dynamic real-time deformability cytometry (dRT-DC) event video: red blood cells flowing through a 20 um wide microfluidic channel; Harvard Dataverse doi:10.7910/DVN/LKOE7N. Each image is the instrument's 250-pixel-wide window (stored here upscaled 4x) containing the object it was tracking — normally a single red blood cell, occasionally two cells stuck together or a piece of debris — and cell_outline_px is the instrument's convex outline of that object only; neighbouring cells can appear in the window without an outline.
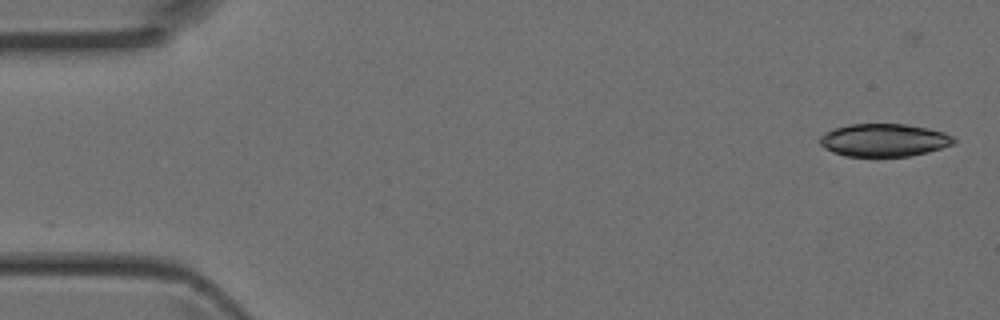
{"species": "Egyptian fruit bat (a non-hibernating species)", "species_latin": "Rousettus aegyptiacus", "temperature_condition": "room temperature", "stored_images_in_passage": 4, "camera_frame_rate_fps": 3000, "um_per_image_px": 0.085, "animal": {"sex": "female"}, "frame": {"image": 1, "passage_image": 1, "time_ms": 0.0, "image_size_px": [1000, 320], "cell_outline_px": [[956, 140], [952, 144], [928, 152], [908, 156], [844, 156], [832, 152], [824, 148], [820, 144], [820, 136], [824, 132], [832, 128], [848, 124], [904, 124], [928, 128], [944, 132], [952, 136]], "centroid_in_image_um": [75.09, 11.9], "position_along_channel_um": 9.9, "area_um2": 25.66}}
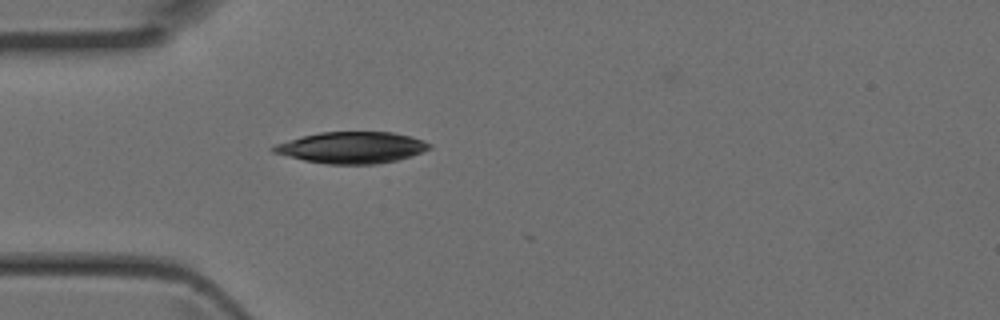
{"frame": {"image": 2, "passage_image": 4, "time_ms": 1.0, "image_size_px": [1000, 320], "cell_outline_px": [[432, 148], [396, 160], [376, 164], [328, 164], [304, 160], [272, 152], [268, 148], [276, 144], [288, 140], [320, 132], [392, 132], [412, 136], [424, 140], [432, 144]], "centroid_in_image_um": [29.9, 12.53], "position_along_channel_um": 55.1, "area_um2": 28.44}}